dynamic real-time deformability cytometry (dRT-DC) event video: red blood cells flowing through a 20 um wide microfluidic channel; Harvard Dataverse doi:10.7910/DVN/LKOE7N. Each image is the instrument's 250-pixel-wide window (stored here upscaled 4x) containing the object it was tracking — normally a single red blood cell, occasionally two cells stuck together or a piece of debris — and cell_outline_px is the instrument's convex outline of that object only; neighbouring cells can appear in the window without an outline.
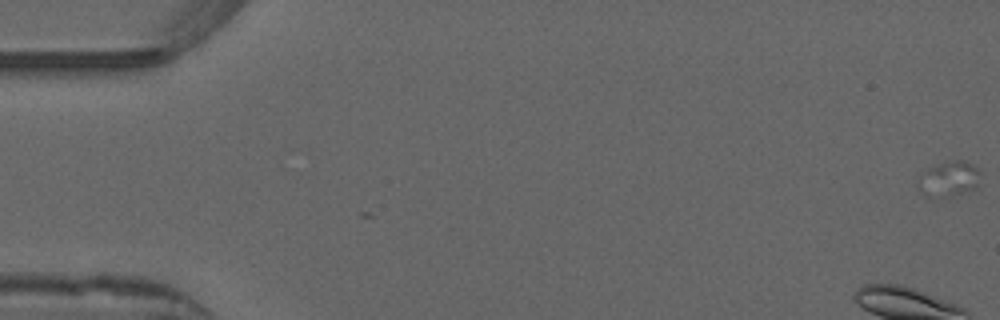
{"species": "common noctule bat (a hibernating species)", "species_latin": "Nyctalus noctula", "temperature_condition": "warm", "stored_images_in_passage": 2, "camera_frame_rate_fps": 3000, "um_per_image_px": 0.085, "animal": {"sex": "male", "forearm_length_mm": 52.5}, "frame": {"image": 1, "passage_image": 1, "time_ms": 0.0, "image_size_px": [1000, 320], "cell_outline_px": [[980, 172], [976, 184], [960, 192], [928, 196], [924, 196], [920, 192], [920, 176], [928, 168], [940, 164], [956, 160], [964, 160], [972, 164]], "centroid_in_image_um": [80.63, 15.15], "position_along_channel_um": 4.4, "area_um2": 11.62}}